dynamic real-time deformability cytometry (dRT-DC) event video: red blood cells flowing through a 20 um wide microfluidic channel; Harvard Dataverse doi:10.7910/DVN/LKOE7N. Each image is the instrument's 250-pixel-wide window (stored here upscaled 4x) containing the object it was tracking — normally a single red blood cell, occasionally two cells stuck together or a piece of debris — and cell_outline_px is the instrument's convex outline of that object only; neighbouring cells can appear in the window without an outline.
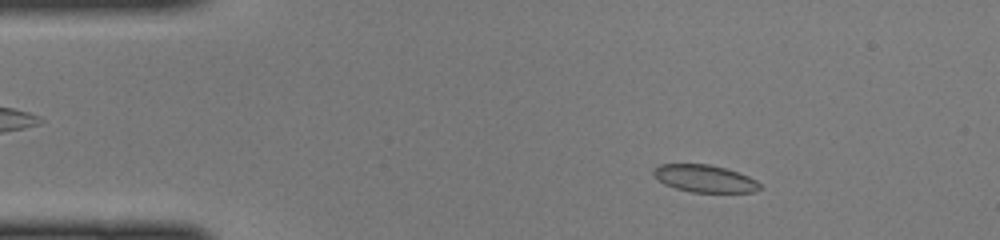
{"species": "common noctule bat (a hibernating species)", "species_latin": "Nyctalus noctula", "temperature_condition": "cold", "stored_images_in_passage": 47, "camera_frame_rate_fps": 3000, "um_per_image_px": 0.085, "animal": {"sex": "female", "body_mass_g": 22.0, "forearm_length_mm": 56.7}, "frame": {"image": 1, "passage_image": 7, "time_ms": 2.0, "image_size_px": [1000, 240], "cell_outline_px": [[760, 188], [752, 192], [692, 192], [676, 188], [664, 184], [652, 176], [652, 168], [660, 164], [708, 164], [724, 168], [748, 176], [756, 180], [760, 184]], "centroid_in_image_um": [59.83, 15.17], "position_along_channel_um": 25.2, "area_um2": 16.88}}
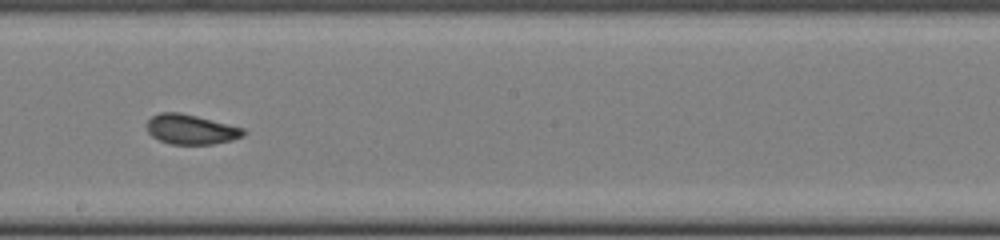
{"frame": {"image": 2, "passage_image": 26, "time_ms": 8.333, "image_size_px": [1000, 240], "cell_outline_px": [[244, 136], [232, 140], [212, 144], [168, 144], [152, 136], [148, 132], [148, 120], [152, 116], [160, 112], [180, 112], [244, 128]], "centroid_in_image_um": [16.22, 11.0], "position_along_channel_um": 232.0, "area_um2": 16.65}}
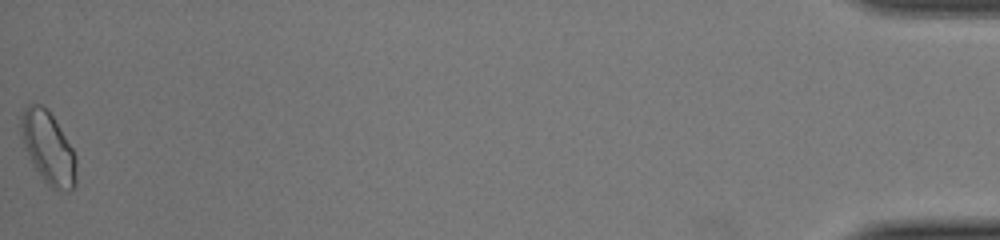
{"frame": {"image": 3, "passage_image": 47, "time_ms": 15.333, "image_size_px": [1000, 240], "cell_outline_px": [[76, 184], [68, 192], [56, 192], [44, 180], [32, 164], [24, 144], [20, 128], [20, 116], [24, 108], [28, 104], [40, 104], [52, 116], [72, 148], [76, 156]], "centroid_in_image_um": [4.1, 12.61], "position_along_channel_um": 431.1, "area_um2": 23.06}}